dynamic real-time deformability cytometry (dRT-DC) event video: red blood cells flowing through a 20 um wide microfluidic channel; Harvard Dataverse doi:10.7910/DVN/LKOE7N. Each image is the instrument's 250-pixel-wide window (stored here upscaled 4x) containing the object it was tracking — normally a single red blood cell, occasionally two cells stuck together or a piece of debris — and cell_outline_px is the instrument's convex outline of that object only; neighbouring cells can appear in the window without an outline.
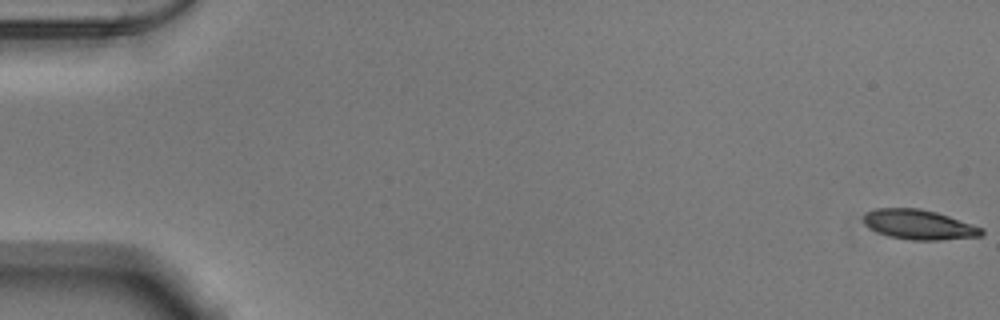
{"species": "Egyptian fruit bat (a non-hibernating species)", "species_latin": "Rousettus aegyptiacus", "temperature_condition": "warm", "stored_images_in_passage": 53, "camera_frame_rate_fps": 3000, "um_per_image_px": 0.085, "animal": {"sex": "male"}, "frame": {"image": 1, "passage_image": 1, "time_ms": 0.0, "image_size_px": [1000, 320], "cell_outline_px": [[984, 232], [980, 236], [940, 240], [912, 240], [888, 236], [876, 232], [868, 228], [864, 224], [864, 216], [868, 212], [876, 208], [920, 208], [936, 212], [984, 228]], "centroid_in_image_um": [78.1, 19.09], "position_along_channel_um": 6.9, "area_um2": 20.46}}
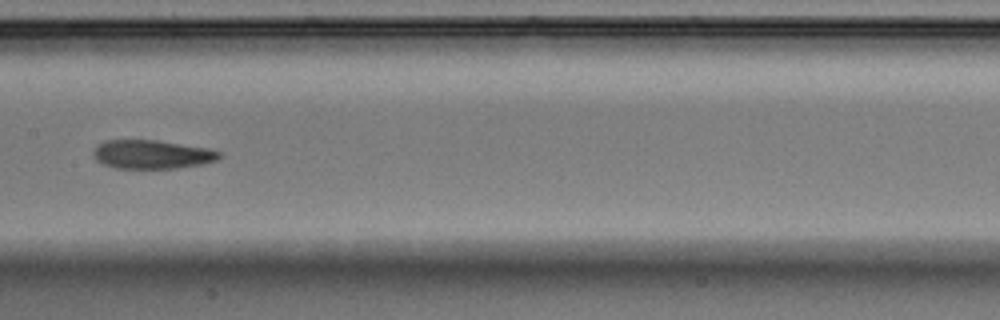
{"frame": {"image": 2, "passage_image": 28, "time_ms": 9.0, "image_size_px": [1000, 320], "cell_outline_px": [[220, 156], [216, 160], [204, 164], [176, 168], [116, 168], [104, 164], [96, 160], [92, 156], [92, 152], [104, 140], [156, 140], [204, 148], [220, 152]], "centroid_in_image_um": [12.87, 13.13], "position_along_channel_um": 194.5, "area_um2": 20.81}}
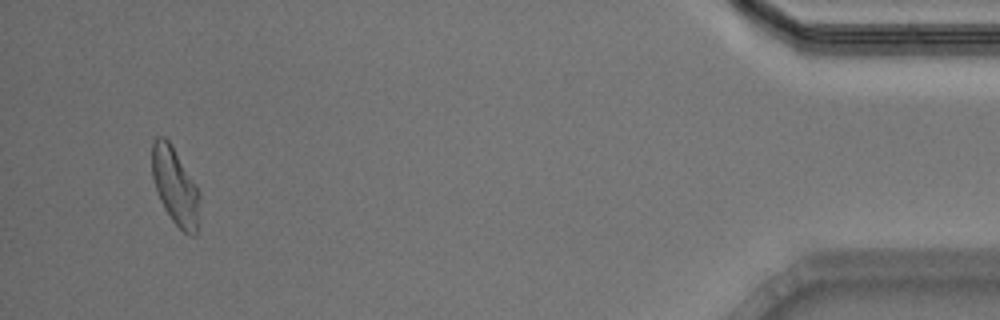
{"frame": {"image": 3, "passage_image": 51, "time_ms": 16.667, "image_size_px": [1000, 320], "cell_outline_px": [[200, 196], [196, 236], [188, 236], [172, 220], [164, 208], [160, 200], [152, 176], [152, 144], [156, 136], [164, 136], [172, 144], [196, 184]], "centroid_in_image_um": [14.89, 15.82], "position_along_channel_um": 420.3, "area_um2": 21.44}, "authors_computed_cell_mechanics": {"area_um2": 21.2704, "velocity_mm_per_s": 3.8782, "shape_relaxation_time_tau1_ms": 10.4456, "shape_relaxation_time_tau2_ms": 4.0904, "deformation_change_tau1": 0.2563, "deformation_change_tau2": 0.1163}}